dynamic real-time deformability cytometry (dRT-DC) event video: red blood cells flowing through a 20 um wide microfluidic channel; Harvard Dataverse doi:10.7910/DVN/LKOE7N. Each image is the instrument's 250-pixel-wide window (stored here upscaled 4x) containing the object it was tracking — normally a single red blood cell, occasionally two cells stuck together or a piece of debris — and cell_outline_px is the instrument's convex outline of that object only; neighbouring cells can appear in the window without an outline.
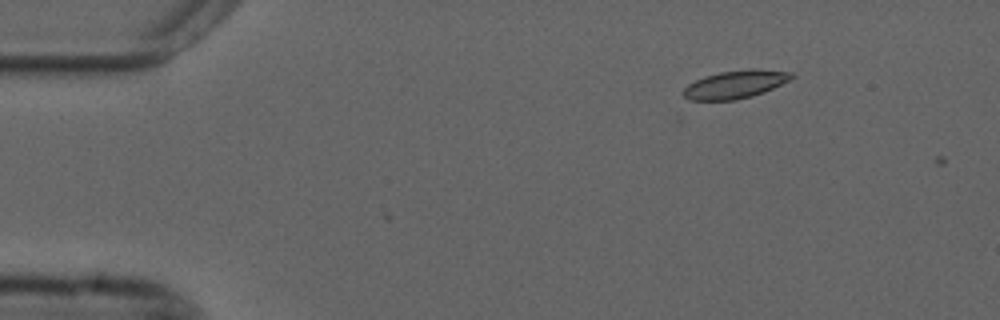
{"species": "common noctule bat (a hibernating species)", "species_latin": "Nyctalus noctula", "temperature_condition": "cold", "stored_images_in_passage": 2, "camera_frame_rate_fps": 3000, "um_per_image_px": 0.085, "animal": {"sex": "male", "forearm_length_mm": 52.5}, "frame": {"image": 1, "passage_image": 1, "time_ms": 0.0, "image_size_px": [1000, 320], "cell_outline_px": [[796, 76], [764, 92], [752, 96], [736, 100], [688, 100], [684, 96], [684, 88], [688, 84], [704, 76], [720, 72], [752, 68], [792, 72]], "centroid_in_image_um": [62.5, 7.17], "position_along_channel_um": 22.5, "area_um2": 17.57}}